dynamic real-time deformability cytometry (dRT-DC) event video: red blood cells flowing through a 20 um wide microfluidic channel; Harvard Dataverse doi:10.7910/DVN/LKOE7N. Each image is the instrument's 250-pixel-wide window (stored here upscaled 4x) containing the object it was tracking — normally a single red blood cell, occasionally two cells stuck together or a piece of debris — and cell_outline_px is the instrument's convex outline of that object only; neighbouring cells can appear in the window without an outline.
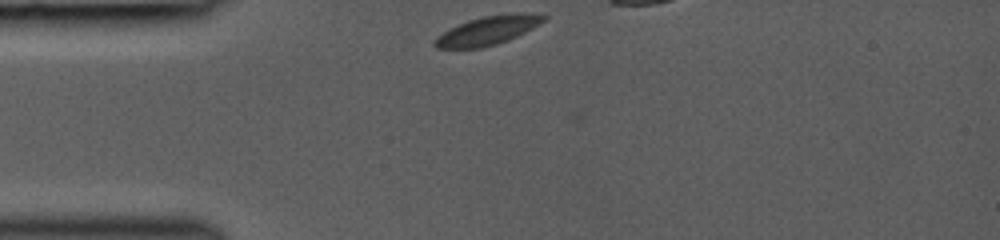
{"species": "common noctule bat (a hibernating species)", "species_latin": "Nyctalus noctula", "temperature_condition": "room temperature", "stored_images_in_passage": 10, "camera_frame_rate_fps": 3000, "um_per_image_px": 0.085, "animal": {"sex": "female", "body_mass_g": 19.0, "forearm_length_mm": 53.3}, "frame": {"image": 1, "passage_image": 1, "time_ms": 0.0, "image_size_px": [1000, 240], "cell_outline_px": [[548, 16], [544, 20], [532, 28], [508, 40], [496, 44], [480, 48], [436, 48], [432, 44], [436, 36], [448, 28], [468, 20], [484, 16], [508, 12], [524, 12]], "centroid_in_image_um": [41.42, 2.58], "position_along_channel_um": 43.6, "area_um2": 18.32}}
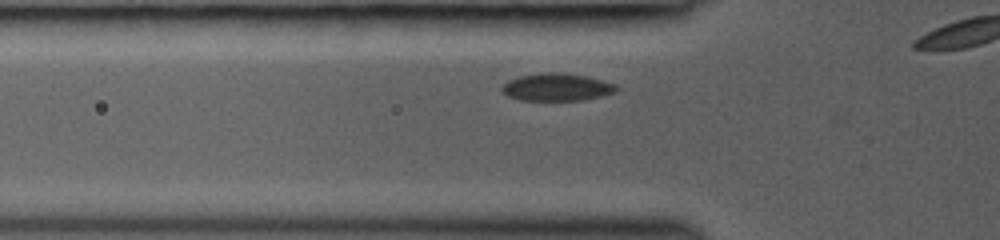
{"frame": {"image": 2, "passage_image": 6, "time_ms": 1.333, "image_size_px": [1000, 240], "cell_outline_px": [[620, 88], [616, 92], [600, 96], [580, 100], [520, 100], [508, 96], [500, 88], [508, 80], [520, 76], [540, 72], [564, 72], [588, 76], [616, 84]], "centroid_in_image_um": [47.35, 7.39], "position_along_channel_um": 78.5, "area_um2": 18.5}}